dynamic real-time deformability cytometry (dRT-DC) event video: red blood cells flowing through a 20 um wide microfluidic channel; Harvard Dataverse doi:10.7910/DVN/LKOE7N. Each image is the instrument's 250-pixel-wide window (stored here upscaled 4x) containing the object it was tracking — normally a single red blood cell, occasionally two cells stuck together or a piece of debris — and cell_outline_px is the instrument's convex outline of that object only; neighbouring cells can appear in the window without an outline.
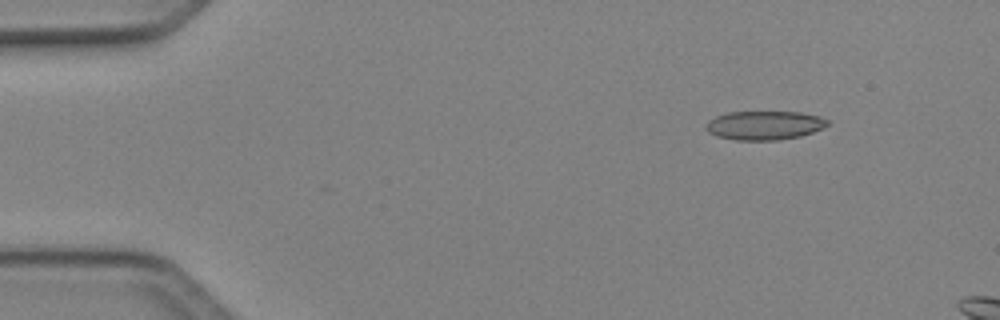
{"species": "Egyptian fruit bat (a non-hibernating species)", "species_latin": "Rousettus aegyptiacus", "temperature_condition": "cold", "stored_images_in_passage": 12, "camera_frame_rate_fps": 3000, "um_per_image_px": 0.085, "animal": {"sex": "female"}, "frame": {"image": 1, "passage_image": 6, "time_ms": 1.667, "image_size_px": [1000, 320], "cell_outline_px": [[828, 124], [812, 132], [800, 136], [780, 140], [736, 140], [716, 136], [708, 132], [704, 128], [704, 124], [708, 120], [716, 116], [728, 112], [800, 112], [820, 116], [828, 120]], "centroid_in_image_um": [64.92, 10.65], "position_along_channel_um": 20.1, "area_um2": 20.52}}